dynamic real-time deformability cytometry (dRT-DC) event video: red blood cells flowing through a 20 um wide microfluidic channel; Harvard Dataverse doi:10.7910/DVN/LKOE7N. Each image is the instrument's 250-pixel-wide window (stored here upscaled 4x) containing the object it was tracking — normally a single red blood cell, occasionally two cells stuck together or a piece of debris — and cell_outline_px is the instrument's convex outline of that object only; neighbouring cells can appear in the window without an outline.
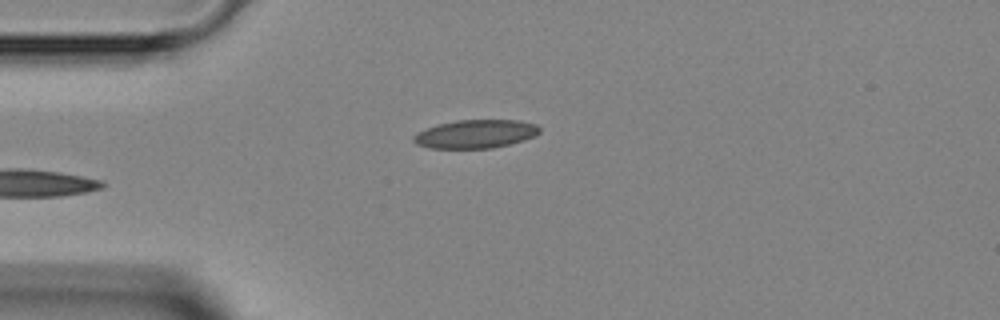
{"species": "Egyptian fruit bat (a non-hibernating species)", "species_latin": "Rousettus aegyptiacus", "temperature_condition": "room temperature", "stored_images_in_passage": 3, "camera_frame_rate_fps": 3000, "um_per_image_px": 0.085, "animal": {"sex": "female"}, "frame": {"image": 1, "passage_image": 3, "time_ms": 3.0, "image_size_px": [1000, 320], "cell_outline_px": [[540, 132], [536, 136], [524, 140], [492, 148], [428, 148], [416, 144], [412, 140], [412, 136], [416, 132], [436, 124], [456, 120], [520, 120], [536, 124], [540, 128]], "centroid_in_image_um": [40.4, 11.38], "position_along_channel_um": 44.6, "area_um2": 21.1}}